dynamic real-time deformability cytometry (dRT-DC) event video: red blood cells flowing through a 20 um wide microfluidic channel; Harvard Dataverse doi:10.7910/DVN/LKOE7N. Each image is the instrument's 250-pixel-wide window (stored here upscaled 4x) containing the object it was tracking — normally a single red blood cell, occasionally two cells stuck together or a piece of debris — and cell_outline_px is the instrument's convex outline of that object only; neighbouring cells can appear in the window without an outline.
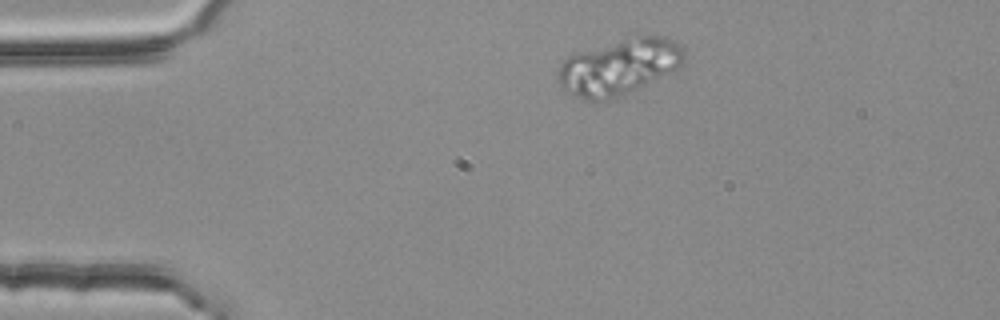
{"species": "common noctule bat (a hibernating species)", "species_latin": "Nyctalus noctula", "temperature_condition": "room temperature", "stored_images_in_passage": 2, "camera_frame_rate_fps": 3000, "um_per_image_px": 0.085, "animal": {"sex": "female", "body_mass_g": 25.1}, "frame": {"image": 1, "passage_image": 1, "time_ms": 0.0, "image_size_px": [1000, 320], "cell_outline_px": [[684, 60], [676, 68], [620, 96], [608, 100], [584, 100], [564, 88], [560, 84], [556, 76], [564, 60], [568, 56], [576, 52], [632, 28], [664, 36], [680, 44], [684, 48]], "centroid_in_image_um": [52.63, 5.5], "position_along_channel_um": 32.4, "area_um2": 42.83}}